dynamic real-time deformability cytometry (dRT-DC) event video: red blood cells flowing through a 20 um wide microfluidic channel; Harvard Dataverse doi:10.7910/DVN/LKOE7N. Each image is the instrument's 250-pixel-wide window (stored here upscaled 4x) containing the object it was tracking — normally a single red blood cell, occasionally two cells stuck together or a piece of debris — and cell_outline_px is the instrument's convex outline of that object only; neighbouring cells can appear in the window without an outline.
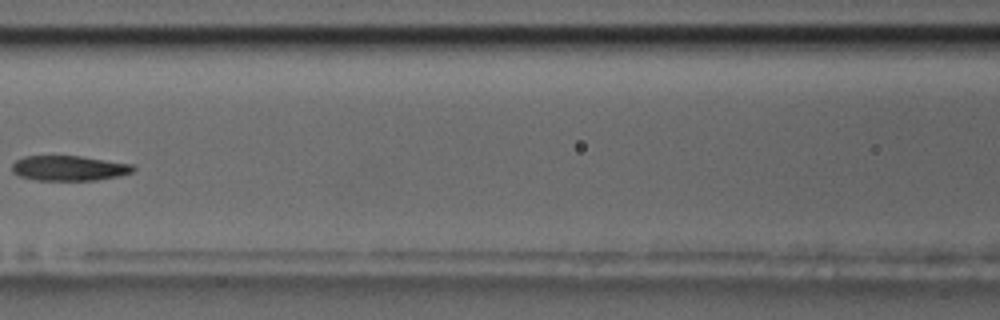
{"species": "common noctule bat (a hibernating species)", "species_latin": "Nyctalus noctula", "temperature_condition": "room temperature", "stored_images_in_passage": 9, "camera_frame_rate_fps": 3000, "um_per_image_px": 0.085, "animal": {"sex": "male", "body_mass_g": 17.5, "forearm_length_mm": 52.3}, "frame": {"image": 1, "passage_image": 8, "time_ms": 8.0, "image_size_px": [1000, 320], "cell_outline_px": [[136, 168], [132, 172], [116, 176], [96, 180], [36, 180], [20, 176], [12, 172], [12, 164], [16, 160], [24, 156], [80, 156], [132, 164]], "centroid_in_image_um": [5.84, 14.29], "position_along_channel_um": 160.8, "area_um2": 17.57}}
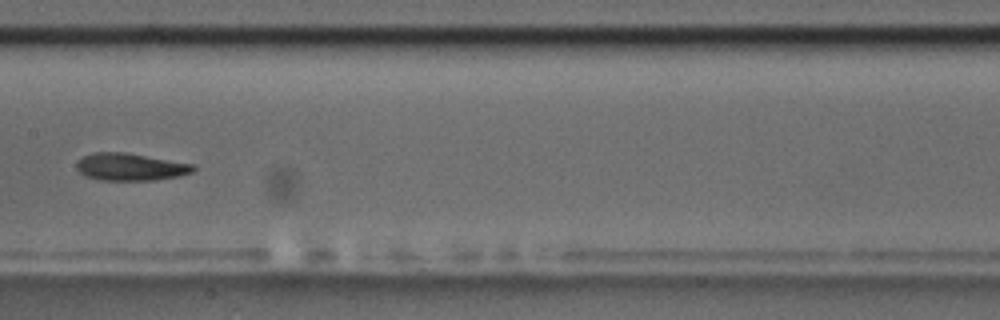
{"frame": {"image": 2, "passage_image": 9, "time_ms": 9.0, "image_size_px": [1000, 320], "cell_outline_px": [[196, 168], [192, 172], [180, 176], [156, 180], [100, 180], [88, 176], [80, 172], [76, 168], [76, 164], [84, 156], [96, 152], [124, 152], [192, 164]], "centroid_in_image_um": [11.09, 14.19], "position_along_channel_um": 196.3, "area_um2": 18.32}}